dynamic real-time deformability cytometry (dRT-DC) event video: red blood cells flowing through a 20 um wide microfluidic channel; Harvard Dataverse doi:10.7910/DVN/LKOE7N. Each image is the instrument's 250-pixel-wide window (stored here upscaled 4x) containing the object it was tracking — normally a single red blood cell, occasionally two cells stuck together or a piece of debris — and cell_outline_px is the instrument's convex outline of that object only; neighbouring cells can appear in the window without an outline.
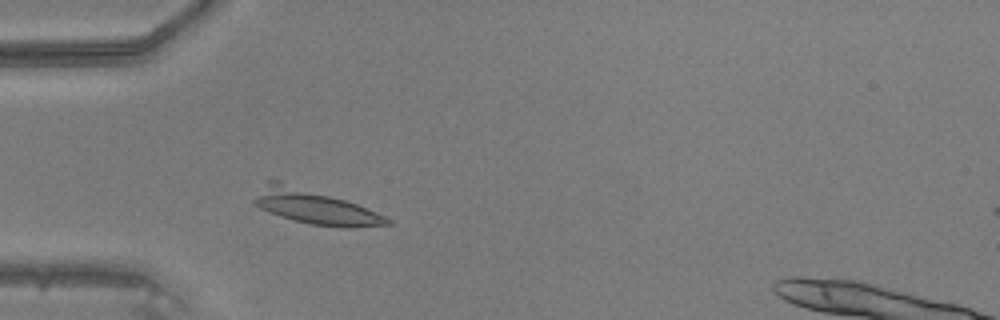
{"species": "common noctule bat (a hibernating species)", "species_latin": "Nyctalus noctula", "temperature_condition": "warm", "stored_images_in_passage": 43, "segment_of_instrument_passage": [1, 2], "camera_frame_rate_fps": 3000, "um_per_image_px": 0.085, "animal": {"sex": "male", "body_mass_g": 20.5, "forearm_length_mm": 52.5}, "frame": {"image": 1, "passage_image": 9, "time_ms": 2.667, "image_size_px": [1000, 320], "cell_outline_px": [[396, 224], [352, 228], [344, 228], [308, 224], [292, 220], [280, 216], [260, 208], [252, 200], [268, 180], [280, 180], [344, 200], [356, 204], [376, 212], [392, 220]], "centroid_in_image_um": [26.78, 17.61], "position_along_channel_um": 58.2, "area_um2": 26.41}}
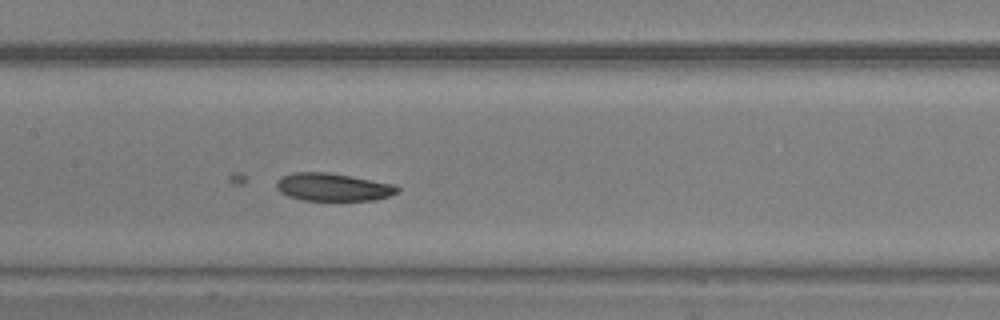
{"frame": {"image": 2, "passage_image": 18, "time_ms": 5.667, "image_size_px": [1000, 320], "cell_outline_px": [[400, 192], [376, 200], [300, 200], [288, 196], [280, 192], [276, 188], [276, 180], [280, 176], [292, 172], [328, 172], [396, 184], [400, 188]], "centroid_in_image_um": [28.29, 15.9], "position_along_channel_um": 179.1, "area_um2": 19.88}}
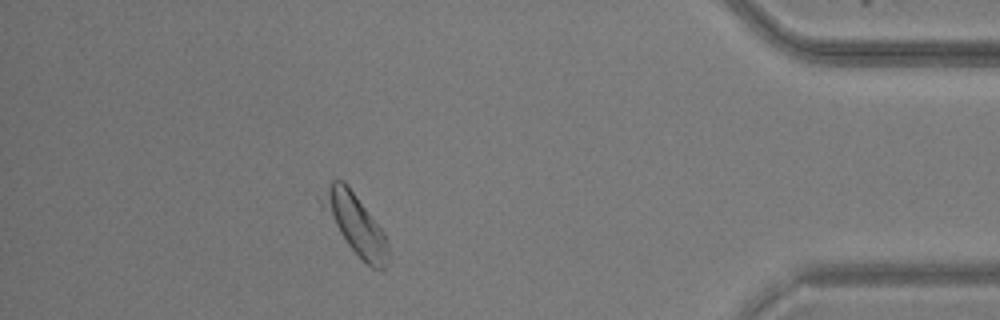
{"frame": {"image": 3, "passage_image": 37, "time_ms": 12.0, "image_size_px": [1000, 320], "cell_outline_px": [[388, 264], [380, 272], [372, 268], [348, 244], [320, 208], [316, 196], [332, 180], [344, 180], [348, 184], [384, 232], [388, 244]], "centroid_in_image_um": [30.14, 18.97], "position_along_channel_um": 405.1, "area_um2": 23.47}}